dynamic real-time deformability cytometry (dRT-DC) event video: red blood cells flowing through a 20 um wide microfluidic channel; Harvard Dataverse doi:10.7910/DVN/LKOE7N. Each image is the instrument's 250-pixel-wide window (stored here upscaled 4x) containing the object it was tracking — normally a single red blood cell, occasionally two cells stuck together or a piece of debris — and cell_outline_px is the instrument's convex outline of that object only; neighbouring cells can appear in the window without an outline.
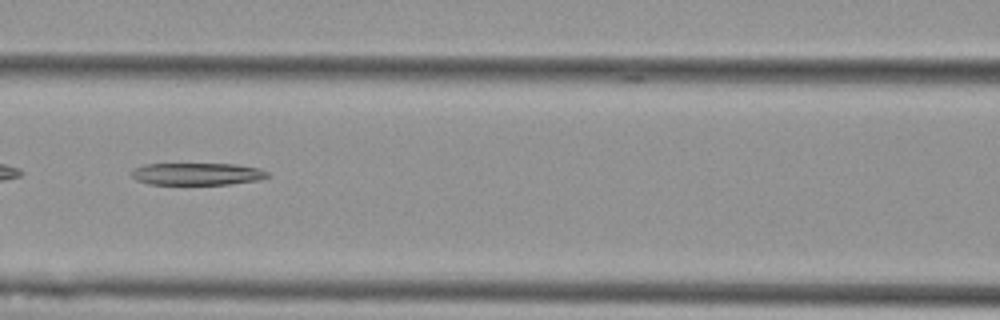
{"species": "Egyptian fruit bat (a non-hibernating species)", "species_latin": "Rousettus aegyptiacus", "temperature_condition": "cold", "stored_images_in_passage": 55, "camera_frame_rate_fps": 3000, "um_per_image_px": 0.085, "animal": {"sex": "female"}, "frame": {"image": 1, "passage_image": 24, "time_ms": 7.667, "image_size_px": [1000, 320], "cell_outline_px": [[272, 176], [260, 180], [228, 184], [148, 184], [136, 180], [132, 176], [132, 168], [144, 164], [236, 164], [260, 168], [268, 172]], "centroid_in_image_um": [16.79, 14.78], "position_along_channel_um": 149.8, "area_um2": 17.74}}